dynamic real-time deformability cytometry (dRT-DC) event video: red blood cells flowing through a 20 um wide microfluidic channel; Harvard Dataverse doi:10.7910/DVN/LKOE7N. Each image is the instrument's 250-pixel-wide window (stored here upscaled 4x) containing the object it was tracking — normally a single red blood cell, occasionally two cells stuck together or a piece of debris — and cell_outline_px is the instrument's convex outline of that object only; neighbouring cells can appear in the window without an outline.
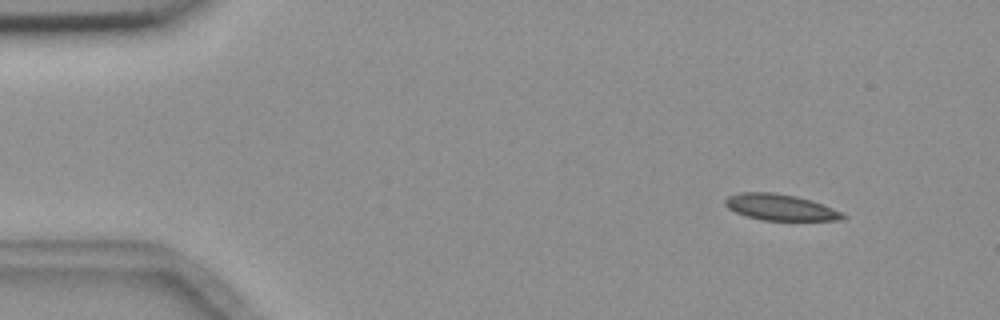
{"species": "common noctule bat (a hibernating species)", "species_latin": "Nyctalus noctula", "temperature_condition": "room temperature", "stored_images_in_passage": 6, "camera_frame_rate_fps": 3000, "um_per_image_px": 0.085, "animal": {"sex": "female", "body_mass_g": 18.4}, "frame": {"image": 1, "passage_image": 2, "time_ms": 1.0, "image_size_px": [1000, 320], "cell_outline_px": [[848, 216], [840, 220], [764, 220], [748, 216], [736, 212], [728, 208], [724, 204], [724, 200], [728, 196], [740, 192], [776, 192], [796, 196], [812, 200], [832, 208]], "centroid_in_image_um": [66.31, 17.6], "position_along_channel_um": 18.7, "area_um2": 17.86}}
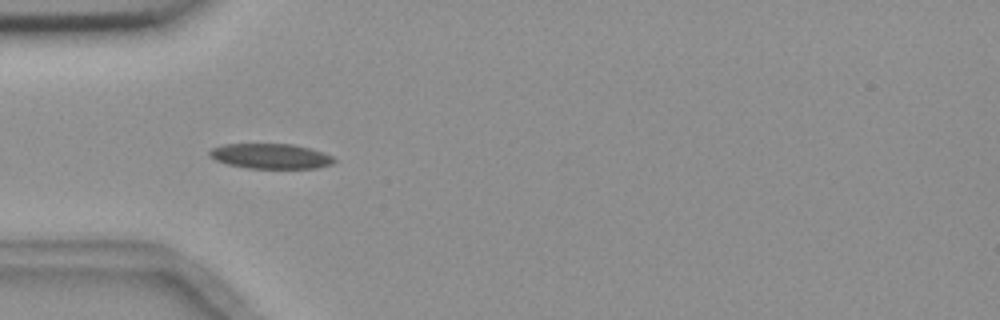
{"frame": {"image": 2, "passage_image": 5, "time_ms": 4.667, "image_size_px": [1000, 320], "cell_outline_px": [[336, 160], [332, 164], [316, 168], [248, 168], [228, 164], [216, 160], [208, 156], [208, 152], [212, 148], [224, 144], [292, 144], [324, 152], [332, 156]], "centroid_in_image_um": [22.99, 13.27], "position_along_channel_um": 62.0, "area_um2": 18.15}}